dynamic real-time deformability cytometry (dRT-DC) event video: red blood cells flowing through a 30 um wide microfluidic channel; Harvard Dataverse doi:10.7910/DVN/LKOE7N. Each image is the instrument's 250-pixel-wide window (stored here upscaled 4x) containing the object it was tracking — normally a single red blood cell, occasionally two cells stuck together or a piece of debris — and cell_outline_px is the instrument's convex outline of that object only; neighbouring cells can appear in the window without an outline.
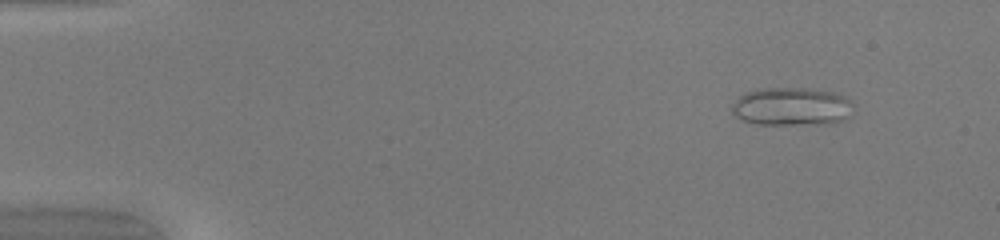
{"species": "common noctule bat (a hibernating species)", "species_latin": "Nyctalus noctula", "temperature_condition": "warm", "stored_images_in_passage": 49, "camera_frame_rate_fps": 3000, "um_per_image_px": 0.085, "animal": {"sex": "female", "body_mass_g": 20.0, "forearm_length_mm": 54.0}, "frame": {"image": 1, "passage_image": 5, "time_ms": 1.333, "image_size_px": [1000, 240], "cell_outline_px": [[856, 104], [852, 116], [844, 120], [832, 124], [756, 124], [744, 120], [736, 116], [732, 112], [732, 104], [740, 96], [756, 88], [812, 88], [836, 92], [848, 96]], "centroid_in_image_um": [67.42, 9.05], "position_along_channel_um": 17.6, "area_um2": 27.8}}
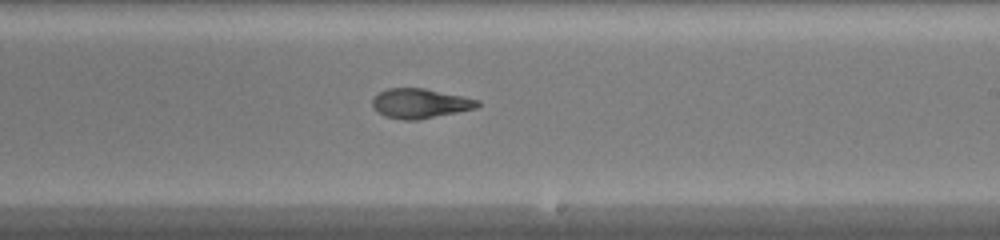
{"frame": {"image": 2, "passage_image": 30, "time_ms": 9.667, "image_size_px": [1000, 240], "cell_outline_px": [[480, 104], [476, 108], [416, 120], [404, 120], [384, 116], [372, 108], [372, 100], [380, 92], [388, 88], [424, 88], [464, 96], [480, 100]], "centroid_in_image_um": [35.7, 8.78], "position_along_channel_um": 253.3, "area_um2": 18.09}}
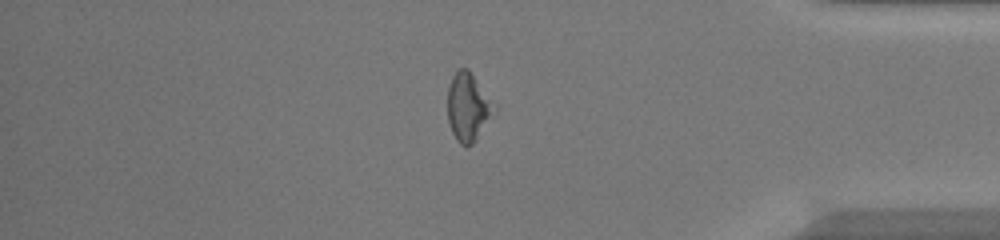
{"frame": {"image": 3, "passage_image": 42, "time_ms": 13.667, "image_size_px": [1000, 240], "cell_outline_px": [[496, 112], [472, 144], [468, 148], [460, 144], [456, 140], [448, 124], [448, 88], [452, 76], [460, 68], [468, 68], [496, 104]], "centroid_in_image_um": [39.8, 9.11], "position_along_channel_um": 395.4, "area_um2": 18.73}, "authors_computed_cell_mechanics": {"area_um2": 18.8428, "velocity_mm_per_s": 4.1877, "shape_relaxation_time_tau1_ms": null, "shape_relaxation_time_tau2_ms": 2.2161, "deformation_change_tau1": null, "deformation_change_tau2": 0.0985}}